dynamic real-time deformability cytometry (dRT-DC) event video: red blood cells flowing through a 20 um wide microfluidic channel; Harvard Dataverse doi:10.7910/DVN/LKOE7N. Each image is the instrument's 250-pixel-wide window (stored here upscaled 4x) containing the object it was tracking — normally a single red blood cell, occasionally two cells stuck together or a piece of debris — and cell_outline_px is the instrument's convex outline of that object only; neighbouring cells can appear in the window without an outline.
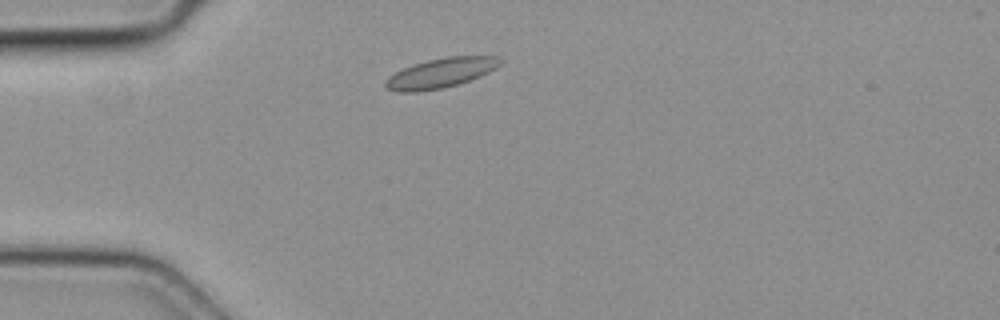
{"species": "common noctule bat (a hibernating species)", "species_latin": "Nyctalus noctula", "temperature_condition": "cold", "stored_images_in_passage": 2, "camera_frame_rate_fps": 3000, "um_per_image_px": 0.085, "animal": {"sex": "female", "body_mass_g": 19.3, "forearm_length_mm": 54.1}, "frame": {"image": 1, "passage_image": 2, "time_ms": 0.333, "image_size_px": [1000, 320], "cell_outline_px": [[504, 60], [496, 68], [480, 76], [444, 88], [416, 92], [396, 92], [388, 88], [384, 84], [384, 80], [388, 76], [412, 64], [428, 60], [448, 56], [500, 56]], "centroid_in_image_um": [37.46, 6.2], "position_along_channel_um": 47.5, "area_um2": 19.88}}